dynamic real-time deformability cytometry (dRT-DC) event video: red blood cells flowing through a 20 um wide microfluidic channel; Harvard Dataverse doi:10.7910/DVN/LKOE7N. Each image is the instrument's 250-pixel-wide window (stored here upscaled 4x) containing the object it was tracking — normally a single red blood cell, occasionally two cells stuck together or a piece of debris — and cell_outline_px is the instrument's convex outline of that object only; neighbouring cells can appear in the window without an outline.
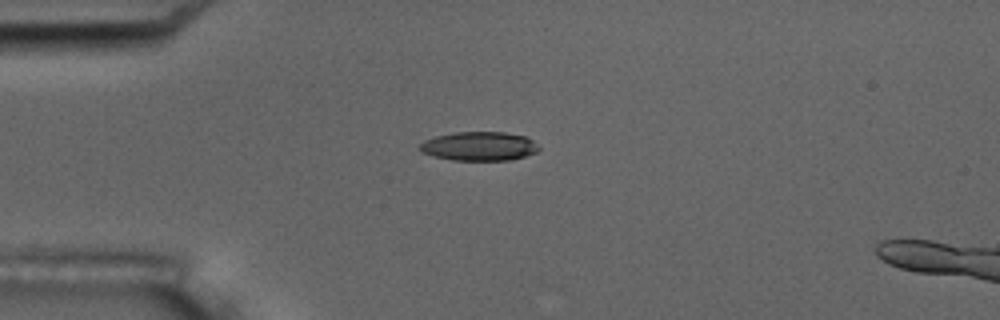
{"species": "common noctule bat (a hibernating species)", "species_latin": "Nyctalus noctula", "temperature_condition": "room temperature", "stored_images_in_passage": 7, "camera_frame_rate_fps": 3000, "um_per_image_px": 0.085, "animal": {"sex": "male", "body_mass_g": 17.5, "forearm_length_mm": 52.3}, "frame": {"image": 1, "passage_image": 1, "time_ms": 0.0, "image_size_px": [1000, 320], "cell_outline_px": [[540, 148], [536, 152], [512, 160], [452, 160], [436, 156], [424, 152], [416, 148], [424, 140], [436, 136], [456, 132], [504, 132], [524, 136], [532, 140]], "centroid_in_image_um": [40.72, 12.42], "position_along_channel_um": 44.3, "area_um2": 19.94}}
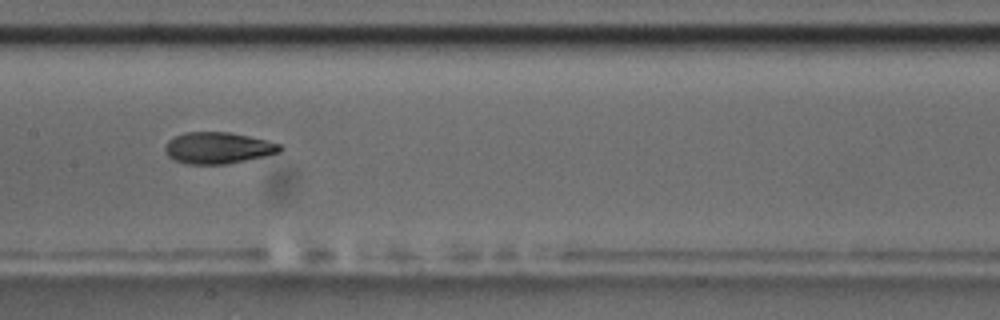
{"frame": {"image": 2, "passage_image": 5, "time_ms": 4.667, "image_size_px": [1000, 320], "cell_outline_px": [[284, 148], [280, 152], [264, 156], [224, 164], [188, 164], [176, 160], [168, 156], [164, 152], [164, 144], [168, 140], [184, 132], [228, 132], [248, 136], [280, 144]], "centroid_in_image_um": [18.49, 12.57], "position_along_channel_um": 188.9, "area_um2": 20.92}}
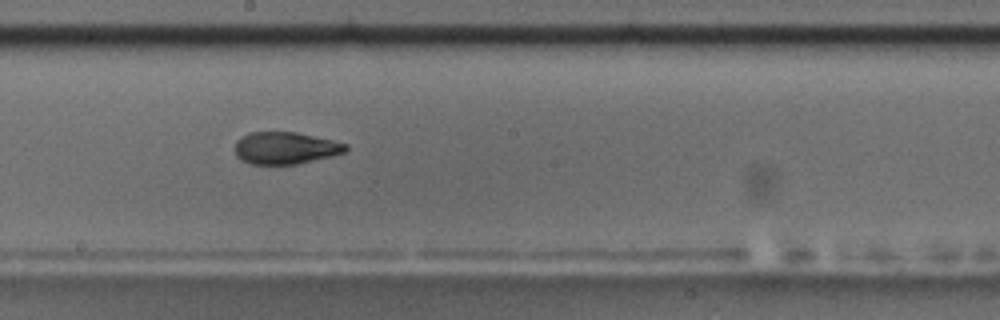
{"frame": {"image": 3, "passage_image": 6, "time_ms": 5.667, "image_size_px": [1000, 320], "cell_outline_px": [[348, 148], [344, 152], [332, 156], [296, 164], [252, 164], [240, 160], [236, 156], [236, 140], [240, 136], [248, 132], [296, 132], [332, 140], [348, 144]], "centroid_in_image_um": [24.23, 12.57], "position_along_channel_um": 224.0, "area_um2": 20.75}}